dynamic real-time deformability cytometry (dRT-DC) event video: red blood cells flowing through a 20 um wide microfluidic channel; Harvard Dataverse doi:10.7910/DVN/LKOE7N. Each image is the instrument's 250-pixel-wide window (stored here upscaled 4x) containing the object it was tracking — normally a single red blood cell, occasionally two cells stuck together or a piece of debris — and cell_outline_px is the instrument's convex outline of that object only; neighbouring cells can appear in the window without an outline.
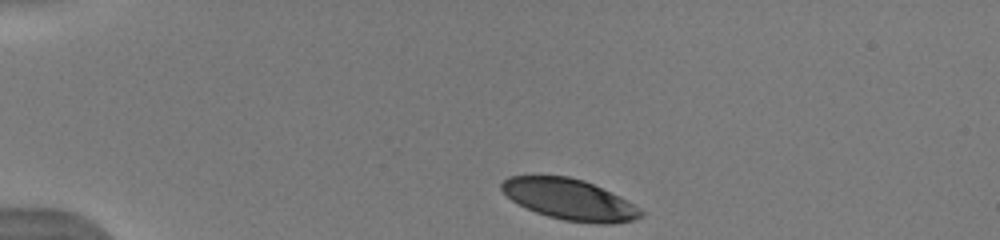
{"species": "human", "species_latin": "Homo sapiens", "temperature_condition": "warm", "stored_images_in_passage": 5, "camera_frame_rate_fps": 3000, "um_per_image_px": 0.085, "donor": {"sex": "male"}, "frame": {"image": 1, "passage_image": 1, "time_ms": 0.0, "image_size_px": [1000, 240], "cell_outline_px": [[644, 216], [636, 220], [612, 224], [600, 224], [564, 220], [548, 216], [536, 212], [512, 200], [500, 188], [500, 184], [508, 176], [568, 176], [584, 180], [620, 196], [640, 208], [644, 212]], "centroid_in_image_um": [48.46, 16.96], "position_along_channel_um": 36.5, "area_um2": 33.12}}
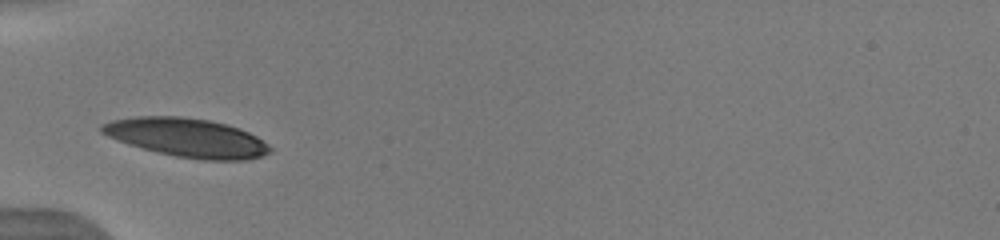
{"frame": {"image": 2, "passage_image": 5, "time_ms": 2.333, "image_size_px": [1000, 240], "cell_outline_px": [[272, 152], [264, 156], [244, 160], [204, 160], [176, 156], [128, 144], [116, 140], [100, 132], [100, 124], [112, 120], [136, 116], [180, 116], [208, 120], [228, 124], [240, 128], [256, 136], [268, 144], [272, 148]], "centroid_in_image_um": [15.91, 11.69], "position_along_channel_um": 69.1, "area_um2": 38.03}}